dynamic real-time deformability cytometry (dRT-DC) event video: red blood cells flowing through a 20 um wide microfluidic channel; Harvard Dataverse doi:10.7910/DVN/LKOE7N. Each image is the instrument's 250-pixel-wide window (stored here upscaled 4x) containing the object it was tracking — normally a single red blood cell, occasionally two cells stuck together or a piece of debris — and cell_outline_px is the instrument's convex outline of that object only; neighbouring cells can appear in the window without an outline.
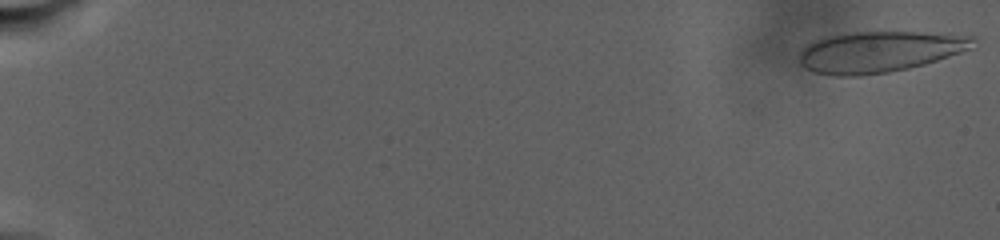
{"species": "human", "species_latin": "Homo sapiens", "temperature_condition": "warm", "stored_images_in_passage": 32, "camera_frame_rate_fps": 3000, "um_per_image_px": 0.085, "donor": {"sex": "male"}, "frame": {"image": 1, "passage_image": 1, "time_ms": 0.0, "image_size_px": [1000, 240], "cell_outline_px": [[976, 48], [924, 64], [908, 68], [888, 72], [860, 76], [836, 76], [816, 72], [804, 68], [800, 64], [800, 52], [808, 44], [816, 40], [828, 36], [848, 32], [952, 32], [976, 36]], "centroid_in_image_um": [74.87, 4.38], "position_along_channel_um": 10.1, "area_um2": 42.25}}
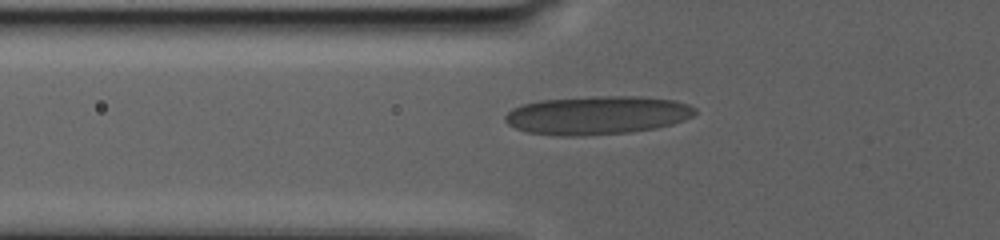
{"frame": {"image": 2, "passage_image": 23, "time_ms": 12.0, "image_size_px": [1000, 240], "cell_outline_px": [[696, 112], [692, 116], [684, 120], [672, 124], [656, 128], [628, 132], [580, 136], [560, 136], [528, 132], [516, 128], [508, 124], [504, 120], [504, 116], [512, 108], [520, 104], [540, 100], [592, 96], [640, 96], [676, 100], [688, 104], [696, 108]], "centroid_in_image_um": [50.75, 9.78], "position_along_channel_um": 75.0, "area_um2": 42.83}}
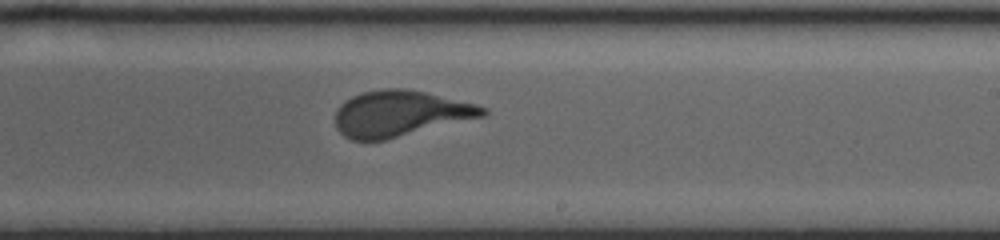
{"frame": {"image": 3, "passage_image": 32, "time_ms": 20.0, "image_size_px": [1000, 240], "cell_outline_px": [[488, 112], [484, 116], [384, 140], [348, 140], [336, 128], [336, 112], [340, 104], [344, 100], [352, 96], [364, 92], [384, 88], [404, 88], [424, 92], [476, 104], [488, 108]], "centroid_in_image_um": [33.98, 9.65], "position_along_channel_um": 255.0, "area_um2": 39.19}}